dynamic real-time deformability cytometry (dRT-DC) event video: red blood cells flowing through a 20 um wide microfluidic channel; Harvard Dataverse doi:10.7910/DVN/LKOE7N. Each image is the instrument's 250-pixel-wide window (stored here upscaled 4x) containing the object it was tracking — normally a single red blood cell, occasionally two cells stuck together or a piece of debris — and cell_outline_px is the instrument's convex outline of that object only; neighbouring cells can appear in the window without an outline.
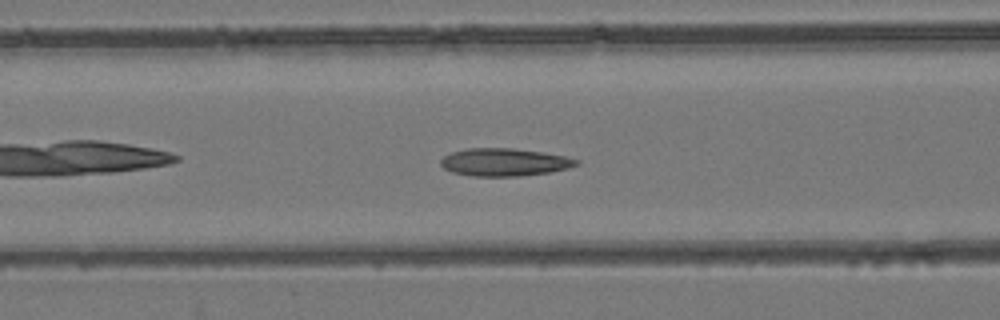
{"species": "common noctule bat (a hibernating species)", "species_latin": "Nyctalus noctula", "temperature_condition": "room temperature", "stored_images_in_passage": 40, "camera_frame_rate_fps": 3000, "um_per_image_px": 0.085, "animal": {"sex": "female", "body_mass_g": 24.6, "forearm_length_mm": 56.2}, "frame": {"image": 1, "passage_image": 8, "time_ms": 2.333, "image_size_px": [1000, 320], "cell_outline_px": [[580, 164], [568, 168], [548, 172], [520, 176], [472, 176], [452, 172], [444, 168], [440, 164], [440, 160], [444, 156], [452, 152], [468, 148], [512, 148], [540, 152], [564, 156], [580, 160]], "centroid_in_image_um": [42.86, 13.78], "position_along_channel_um": 123.7, "area_um2": 21.79}}
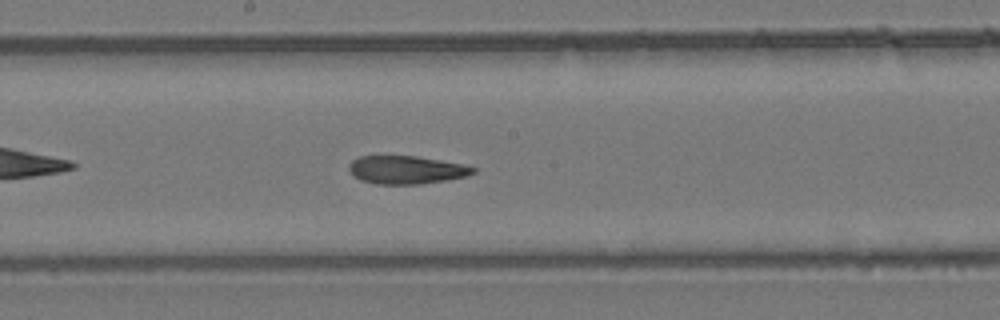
{"frame": {"image": 2, "passage_image": 15, "time_ms": 4.667, "image_size_px": [1000, 320], "cell_outline_px": [[476, 172], [468, 176], [420, 184], [376, 184], [360, 180], [348, 168], [348, 164], [352, 160], [360, 156], [416, 156], [464, 164], [476, 168]], "centroid_in_image_um": [34.55, 14.43], "position_along_channel_um": 213.6, "area_um2": 20.29}}
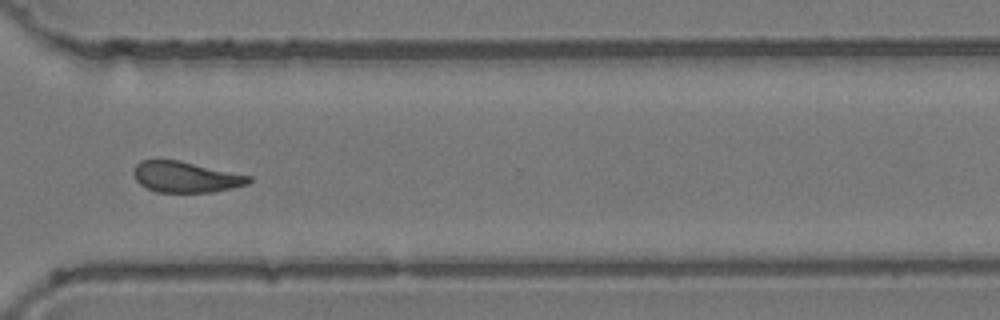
{"frame": {"image": 3, "passage_image": 26, "time_ms": 8.333, "image_size_px": [1000, 320], "cell_outline_px": [[252, 180], [248, 184], [212, 192], [156, 192], [140, 184], [136, 180], [132, 172], [136, 164], [140, 160], [156, 156], [180, 160], [252, 176]], "centroid_in_image_um": [15.72, 14.99], "position_along_channel_um": 354.9, "area_um2": 21.33}, "authors_computed_cell_mechanics": {"area_um2": 21.2415, "velocity_mm_per_s": 3.8605, "shape_relaxation_time_tau1_ms": null, "shape_relaxation_time_tau2_ms": 2.4809, "deformation_change_tau1": null, "deformation_change_tau2": 0.105}}